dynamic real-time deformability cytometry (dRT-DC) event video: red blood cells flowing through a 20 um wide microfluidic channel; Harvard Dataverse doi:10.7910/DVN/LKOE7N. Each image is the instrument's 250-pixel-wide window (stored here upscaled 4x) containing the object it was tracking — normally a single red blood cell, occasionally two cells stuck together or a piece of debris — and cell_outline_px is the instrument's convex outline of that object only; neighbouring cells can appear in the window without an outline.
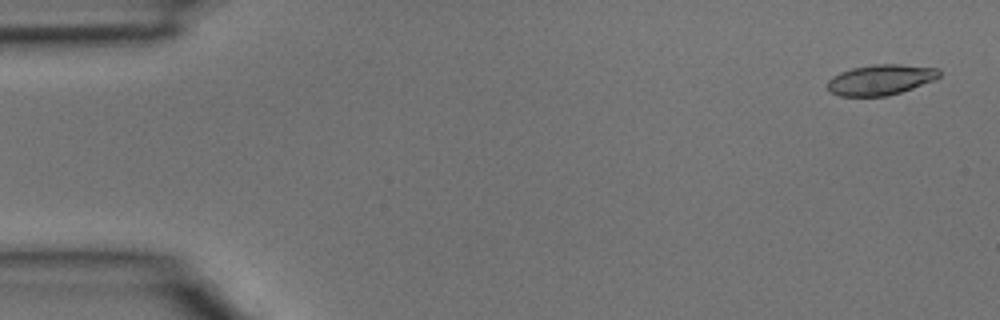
{"species": "common noctule bat (a hibernating species)", "species_latin": "Nyctalus noctula", "temperature_condition": "room temperature", "stored_images_in_passage": 3, "camera_frame_rate_fps": 3000, "um_per_image_px": 0.085, "animal": {"sex": "male", "body_mass_g": 15.6}, "frame": {"image": 1, "passage_image": 1, "time_ms": 0.0, "image_size_px": [1000, 320], "cell_outline_px": [[940, 76], [936, 80], [888, 96], [840, 96], [828, 92], [828, 80], [832, 76], [840, 72], [852, 68], [872, 64], [900, 64], [940, 68]], "centroid_in_image_um": [74.86, 6.77], "position_along_channel_um": 10.1, "area_um2": 20.06}}